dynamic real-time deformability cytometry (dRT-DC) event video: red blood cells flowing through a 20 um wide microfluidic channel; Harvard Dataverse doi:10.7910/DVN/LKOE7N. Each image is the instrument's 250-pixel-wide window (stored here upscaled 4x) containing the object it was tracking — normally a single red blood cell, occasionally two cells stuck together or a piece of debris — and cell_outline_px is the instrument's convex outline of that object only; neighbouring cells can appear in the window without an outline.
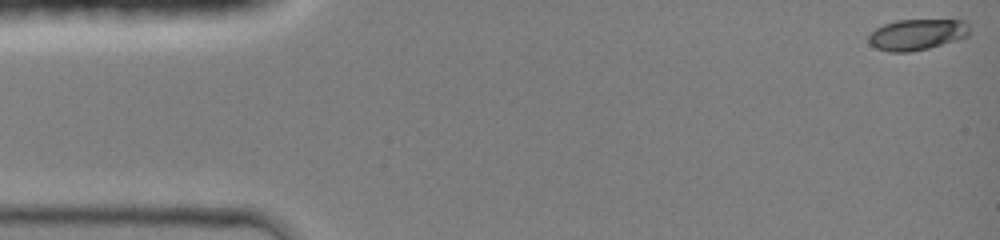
{"species": "common noctule bat (a hibernating species)", "species_latin": "Nyctalus noctula", "temperature_condition": "room temperature", "stored_images_in_passage": 11, "camera_frame_rate_fps": 3000, "um_per_image_px": 0.085, "animal": {"sex": "female", "body_mass_g": 19.0, "forearm_length_mm": 51.5}, "frame": {"image": 1, "passage_image": 1, "time_ms": 0.0, "image_size_px": [1000, 240], "cell_outline_px": [[968, 36], [956, 40], [928, 48], [908, 52], [888, 52], [876, 48], [868, 40], [868, 36], [876, 28], [884, 24], [896, 20], [964, 20], [968, 24]], "centroid_in_image_um": [77.93, 2.93], "position_along_channel_um": 7.1, "area_um2": 18.09}}